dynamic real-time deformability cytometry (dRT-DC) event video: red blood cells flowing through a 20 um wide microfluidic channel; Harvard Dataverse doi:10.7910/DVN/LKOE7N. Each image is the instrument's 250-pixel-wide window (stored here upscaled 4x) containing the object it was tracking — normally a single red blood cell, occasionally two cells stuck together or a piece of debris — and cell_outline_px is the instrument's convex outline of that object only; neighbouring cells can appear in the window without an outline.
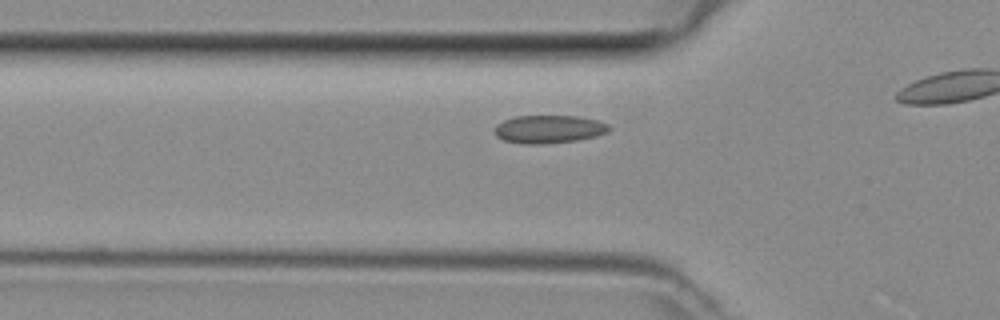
{"species": "common noctule bat (a hibernating species)", "species_latin": "Nyctalus noctula", "temperature_condition": "room temperature", "stored_images_in_passage": 29, "camera_frame_rate_fps": 3000, "um_per_image_px": 0.085, "animal": {"sex": "female", "body_mass_g": 29.2, "forearm_length_mm": 56.3}, "frame": {"image": 1, "passage_image": 8, "time_ms": 2.333, "image_size_px": [1000, 320], "cell_outline_px": [[612, 128], [608, 132], [596, 136], [576, 140], [540, 144], [524, 144], [504, 140], [496, 136], [496, 124], [504, 120], [516, 116], [576, 116], [600, 120], [608, 124]], "centroid_in_image_um": [46.69, 10.97], "position_along_channel_um": 79.1, "area_um2": 18.67}}
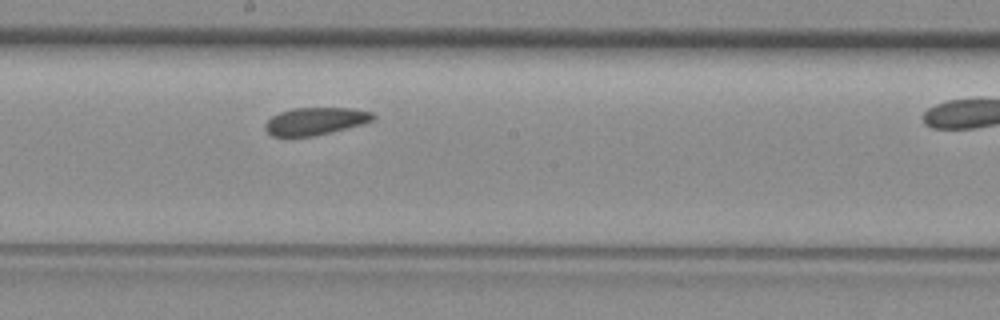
{"frame": {"image": 2, "passage_image": 18, "time_ms": 5.667, "image_size_px": [1000, 320], "cell_outline_px": [[376, 116], [372, 120], [360, 124], [312, 136], [272, 136], [264, 128], [268, 120], [272, 116], [280, 112], [292, 108], [352, 108], [372, 112]], "centroid_in_image_um": [26.78, 10.28], "position_along_channel_um": 221.4, "area_um2": 16.88}}
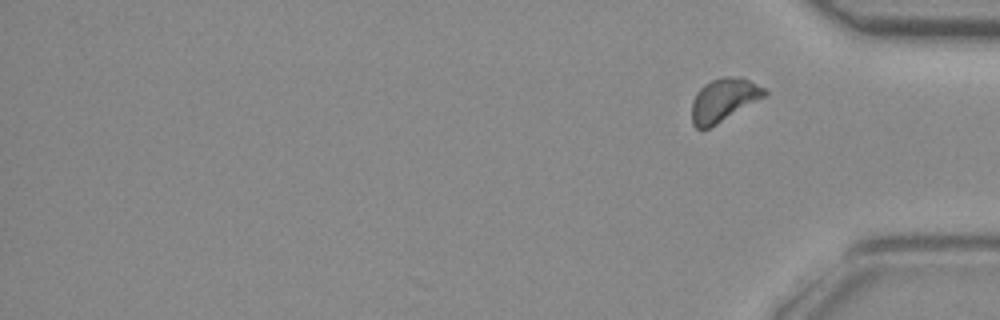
{"frame": {"image": 3, "passage_image": 29, "time_ms": 9.333, "image_size_px": [1000, 320], "cell_outline_px": [[768, 92], [764, 96], [716, 124], [708, 128], [696, 128], [692, 124], [692, 100], [696, 92], [704, 84], [712, 80], [724, 76], [740, 76], [764, 88]], "centroid_in_image_um": [61.47, 8.47], "position_along_channel_um": 373.7, "area_um2": 17.92}}